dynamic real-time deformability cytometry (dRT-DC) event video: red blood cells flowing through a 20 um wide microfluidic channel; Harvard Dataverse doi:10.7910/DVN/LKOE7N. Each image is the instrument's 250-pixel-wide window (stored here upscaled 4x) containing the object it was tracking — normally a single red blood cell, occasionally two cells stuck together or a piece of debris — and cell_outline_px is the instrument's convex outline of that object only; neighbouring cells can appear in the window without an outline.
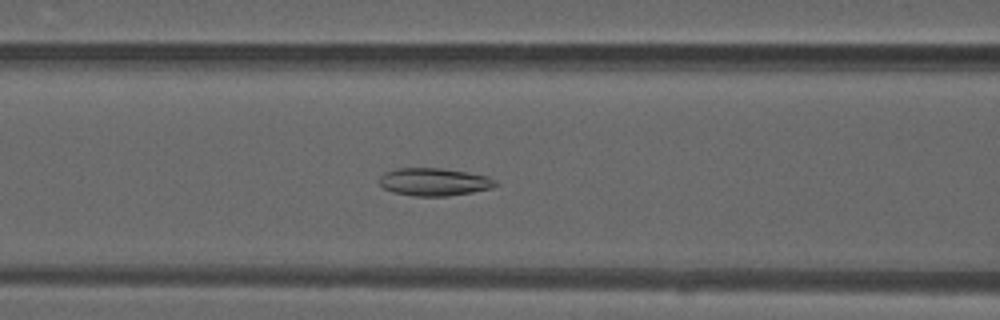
{"species": "common noctule bat (a hibernating species)", "species_latin": "Nyctalus noctula", "temperature_condition": "warm", "stored_images_in_passage": 50, "camera_frame_rate_fps": 3000, "um_per_image_px": 0.085, "animal": {"sex": "male", "forearm_length_mm": 52.5}, "frame": {"image": 1, "passage_image": 21, "time_ms": 6.667, "image_size_px": [1000, 320], "cell_outline_px": [[496, 184], [492, 188], [472, 192], [448, 196], [416, 196], [392, 192], [384, 188], [380, 184], [380, 176], [384, 172], [396, 168], [440, 168], [488, 176], [496, 180]], "centroid_in_image_um": [36.88, 15.46], "position_along_channel_um": 129.7, "area_um2": 18.67}}
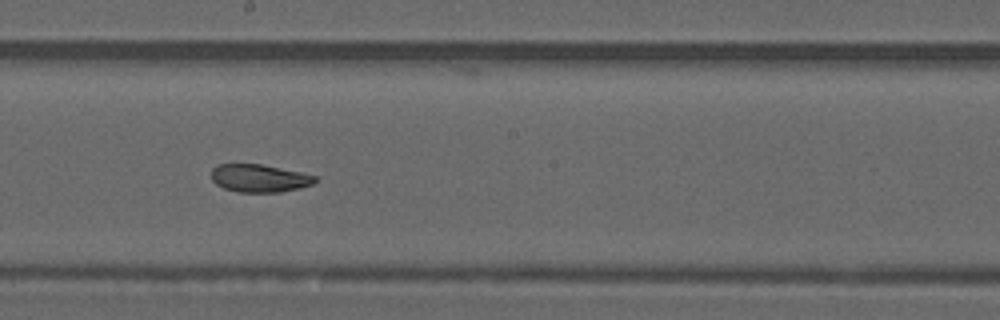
{"frame": {"image": 2, "passage_image": 28, "time_ms": 9.0, "image_size_px": [1000, 320], "cell_outline_px": [[316, 180], [312, 184], [300, 188], [280, 192], [236, 192], [224, 188], [216, 184], [212, 180], [212, 168], [216, 164], [260, 164], [300, 172], [316, 176]], "centroid_in_image_um": [22.02, 15.15], "position_along_channel_um": 226.2, "area_um2": 16.76}}
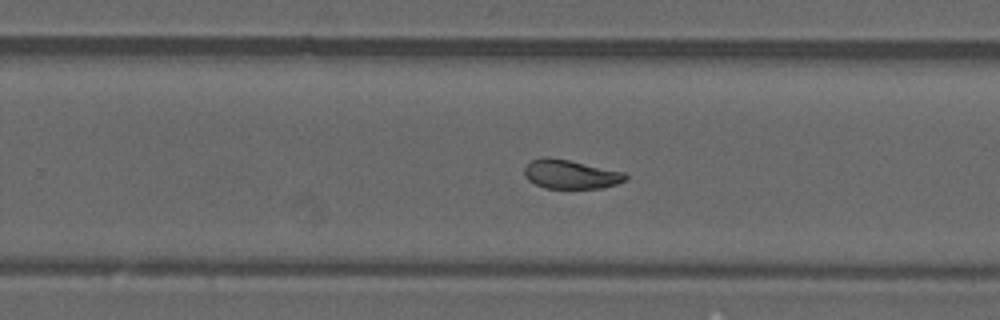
{"frame": {"image": 3, "passage_image": 32, "time_ms": 10.333, "image_size_px": [1000, 320], "cell_outline_px": [[628, 180], [604, 188], [544, 188], [528, 180], [524, 176], [524, 168], [532, 160], [544, 156], [548, 156], [568, 160], [624, 172], [628, 176]], "centroid_in_image_um": [48.5, 14.82], "position_along_channel_um": 281.3, "area_um2": 17.11}, "authors_computed_cell_mechanics": {"area_um2": 18.8717, "velocity_mm_per_s": 4.1593, "shape_relaxation_time_tau1_ms": null, "shape_relaxation_time_tau2_ms": 1.8256, "deformation_change_tau1": null, "deformation_change_tau2": 0.0738}}